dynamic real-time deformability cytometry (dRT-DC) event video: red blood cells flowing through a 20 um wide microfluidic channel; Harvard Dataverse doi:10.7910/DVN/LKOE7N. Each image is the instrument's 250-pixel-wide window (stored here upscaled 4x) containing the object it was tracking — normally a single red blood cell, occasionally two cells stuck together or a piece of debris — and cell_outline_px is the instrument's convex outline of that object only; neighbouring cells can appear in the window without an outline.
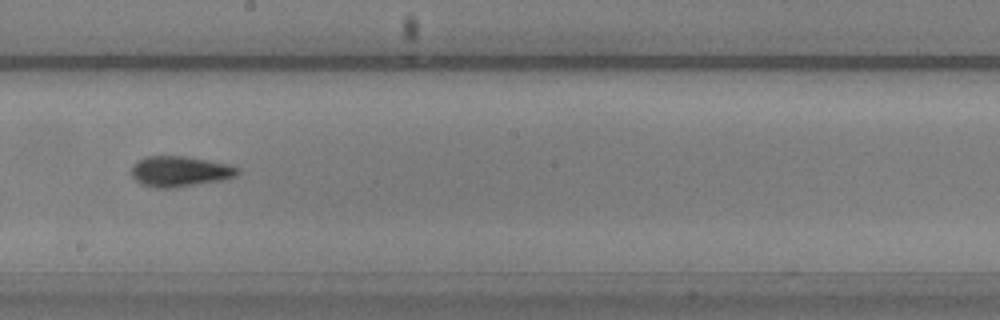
{"species": "common noctule bat (a hibernating species)", "species_latin": "Nyctalus noctula", "temperature_condition": "warm", "stored_images_in_passage": 34, "camera_frame_rate_fps": 3000, "um_per_image_px": 0.085, "animal": {"sex": "male", "body_mass_g": 20.5, "forearm_length_mm": 52.5}, "frame": {"image": 1, "passage_image": 15, "time_ms": 4.667, "image_size_px": [1000, 320], "cell_outline_px": [[240, 172], [236, 176], [220, 180], [172, 188], [156, 188], [140, 184], [132, 176], [132, 164], [136, 160], [144, 156], [184, 156], [232, 164], [240, 168]], "centroid_in_image_um": [15.28, 14.55], "position_along_channel_um": 232.9, "area_um2": 19.07}}